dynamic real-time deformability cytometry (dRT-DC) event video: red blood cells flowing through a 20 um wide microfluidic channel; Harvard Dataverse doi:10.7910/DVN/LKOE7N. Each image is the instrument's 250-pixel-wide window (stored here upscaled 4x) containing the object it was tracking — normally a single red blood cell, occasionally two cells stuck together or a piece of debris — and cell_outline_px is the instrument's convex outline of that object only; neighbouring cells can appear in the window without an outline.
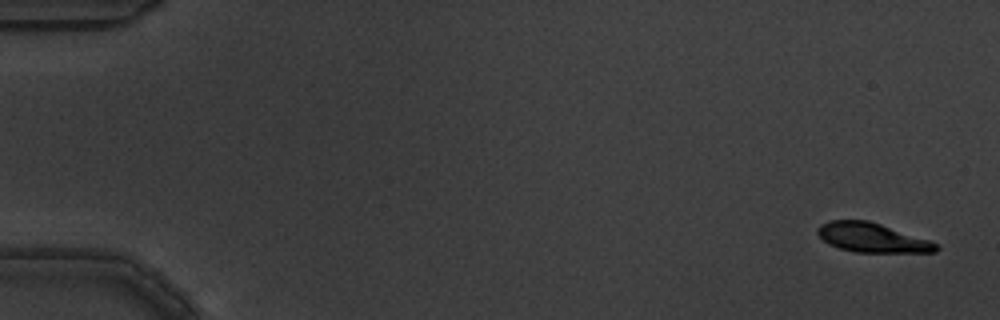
{"species": "common noctule bat (a hibernating species)", "species_latin": "Nyctalus noctula", "temperature_condition": "warm", "stored_images_in_passage": 5, "camera_frame_rate_fps": 3000, "um_per_image_px": 0.085, "animal": {"sex": "male", "body_mass_g": 19.5, "forearm_length_mm": 54.6}, "frame": {"image": 1, "passage_image": 1, "time_ms": 0.0, "image_size_px": [1000, 320], "cell_outline_px": [[940, 248], [936, 252], [856, 252], [840, 248], [828, 244], [816, 232], [816, 228], [820, 224], [828, 220], [868, 220], [928, 240], [936, 244]], "centroid_in_image_um": [74.07, 20.19], "position_along_channel_um": 10.9, "area_um2": 20.0}}
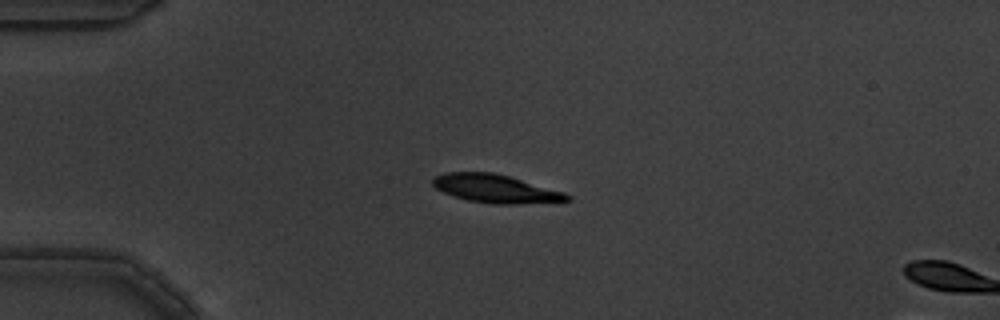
{"frame": {"image": 2, "passage_image": 4, "time_ms": 1.0, "image_size_px": [1000, 320], "cell_outline_px": [[572, 200], [560, 204], [492, 204], [468, 200], [444, 192], [436, 188], [432, 184], [432, 180], [436, 176], [444, 172], [492, 172], [508, 176], [564, 192], [572, 196]], "centroid_in_image_um": [42.25, 16.07], "position_along_channel_um": 42.7, "area_um2": 22.48}}